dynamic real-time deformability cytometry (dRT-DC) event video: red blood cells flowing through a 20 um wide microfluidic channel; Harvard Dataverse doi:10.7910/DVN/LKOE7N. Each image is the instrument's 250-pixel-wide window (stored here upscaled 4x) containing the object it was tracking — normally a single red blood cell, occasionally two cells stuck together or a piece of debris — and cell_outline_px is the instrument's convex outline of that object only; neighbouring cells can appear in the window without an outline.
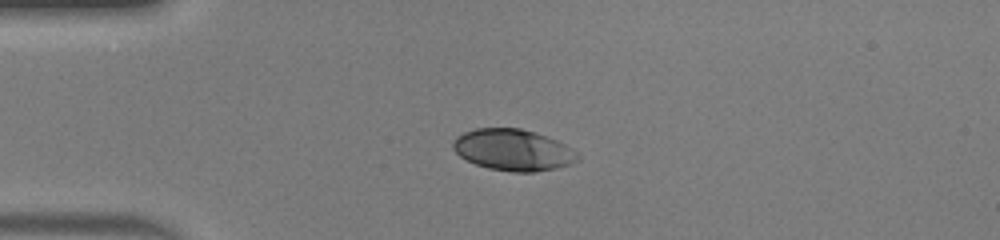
{"species": "human", "species_latin": "Homo sapiens", "temperature_condition": "warm", "stored_images_in_passage": 38, "camera_frame_rate_fps": 3000, "um_per_image_px": 0.085, "donor": {"sex": "male"}, "frame": {"image": 1, "passage_image": 1, "time_ms": 0.0, "image_size_px": [1000, 240], "cell_outline_px": [[580, 156], [576, 160], [568, 164], [556, 168], [532, 172], [512, 172], [488, 168], [476, 164], [460, 156], [452, 148], [452, 144], [456, 136], [464, 132], [476, 128], [520, 128], [536, 132], [556, 140], [572, 148]], "centroid_in_image_um": [43.59, 12.73], "position_along_channel_um": 41.4, "area_um2": 29.94}}
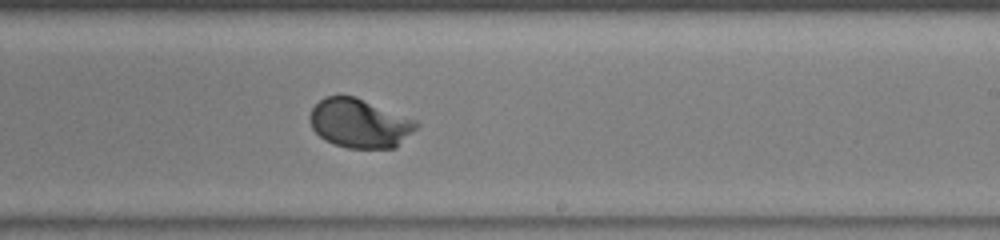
{"frame": {"image": 2, "passage_image": 19, "time_ms": 6.0, "image_size_px": [1000, 240], "cell_outline_px": [[420, 124], [396, 148], [348, 148], [324, 140], [312, 128], [308, 120], [308, 116], [312, 108], [324, 96], [356, 96], [416, 120]], "centroid_in_image_um": [30.55, 10.47], "position_along_channel_um": 258.5, "area_um2": 30.46}}
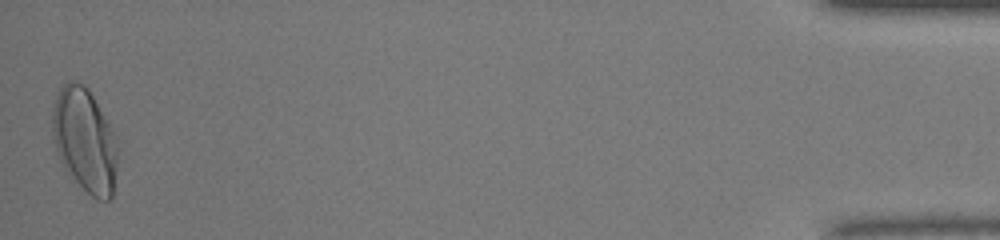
{"frame": {"image": 3, "passage_image": 38, "time_ms": 12.333, "image_size_px": [1000, 240], "cell_outline_px": [[116, 164], [112, 196], [108, 200], [96, 200], [72, 180], [60, 160], [56, 148], [52, 132], [52, 116], [56, 96], [60, 88], [68, 80], [72, 80], [84, 84], [88, 88], [108, 124], [112, 132], [116, 148]], "centroid_in_image_um": [7.16, 11.94], "position_along_channel_um": 428.0, "area_um2": 38.9}, "authors_computed_cell_mechanics": {"area_um2": 29.9982, "velocity_mm_per_s": 4.1249, "shape_relaxation_time_tau1_ms": 2.0605, "shape_relaxation_time_tau2_ms": null, "deformation_change_tau1": 0.1652, "deformation_change_tau2": null}}